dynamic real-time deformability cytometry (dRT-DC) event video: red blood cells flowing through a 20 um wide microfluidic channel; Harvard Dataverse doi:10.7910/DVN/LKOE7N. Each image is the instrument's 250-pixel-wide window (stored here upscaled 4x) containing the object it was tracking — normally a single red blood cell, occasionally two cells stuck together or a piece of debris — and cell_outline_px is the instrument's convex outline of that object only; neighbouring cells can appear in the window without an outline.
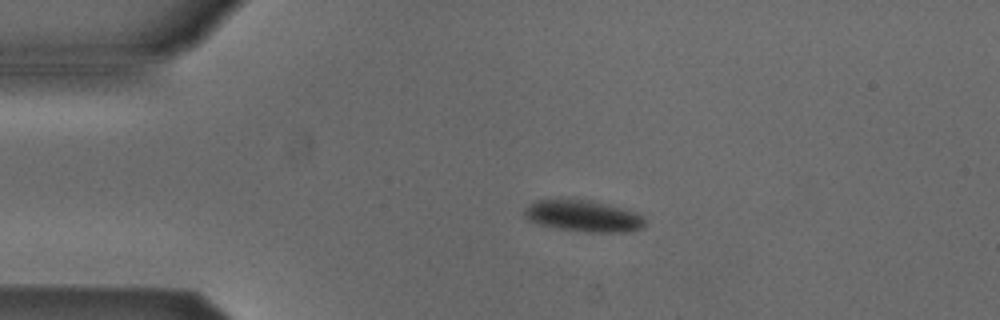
{"species": "Egyptian fruit bat (a non-hibernating species)", "species_latin": "Rousettus aegyptiacus", "temperature_condition": "cold", "stored_images_in_passage": 3, "camera_frame_rate_fps": 3000, "um_per_image_px": 0.085, "animal": {"sex": "male"}, "frame": {"image": 1, "passage_image": 2, "time_ms": 0.333, "image_size_px": [1000, 320], "cell_outline_px": [[644, 228], [624, 232], [588, 232], [560, 228], [540, 224], [528, 220], [524, 216], [524, 208], [536, 200], [588, 200], [636, 212], [644, 216]], "centroid_in_image_um": [49.59, 18.37], "position_along_channel_um": 35.4, "area_um2": 21.68}}